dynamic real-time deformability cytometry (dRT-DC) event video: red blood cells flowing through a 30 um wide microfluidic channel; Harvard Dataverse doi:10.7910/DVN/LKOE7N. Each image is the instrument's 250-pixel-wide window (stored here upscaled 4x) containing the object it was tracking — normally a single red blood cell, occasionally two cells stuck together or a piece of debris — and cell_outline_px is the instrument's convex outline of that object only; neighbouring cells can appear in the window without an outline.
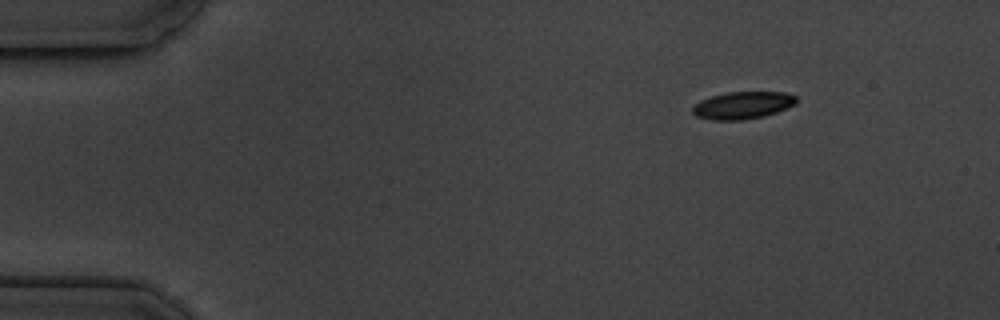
{"species": "common noctule bat (a hibernating species)", "species_latin": "Nyctalus noctula", "temperature_condition": "cold", "stored_images_in_passage": 16, "segment_of_instrument_passage": [1, 2], "camera_frame_rate_fps": 3000, "um_per_image_px": 0.085, "animal": {"sex": "male", "body_mass_g": 19.5, "forearm_length_mm": 54.6}, "frame": {"image": 1, "passage_image": 1, "time_ms": 0.0, "image_size_px": [1000, 320], "cell_outline_px": [[796, 104], [776, 112], [764, 116], [744, 120], [712, 120], [696, 116], [692, 112], [692, 108], [700, 100], [712, 96], [728, 92], [784, 92], [796, 96]], "centroid_in_image_um": [63.12, 8.95], "position_along_channel_um": 21.9, "area_um2": 16.47}}
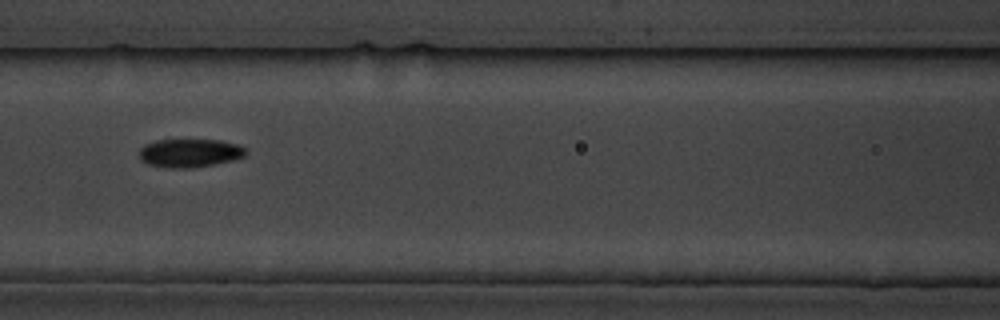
{"frame": {"image": 2, "passage_image": 6, "time_ms": 6.0, "image_size_px": [1000, 320], "cell_outline_px": [[248, 152], [244, 156], [232, 160], [192, 168], [168, 168], [148, 164], [140, 160], [140, 148], [144, 144], [156, 140], [220, 140], [240, 144]], "centroid_in_image_um": [16.12, 13.0], "position_along_channel_um": 150.5, "area_um2": 17.69}}
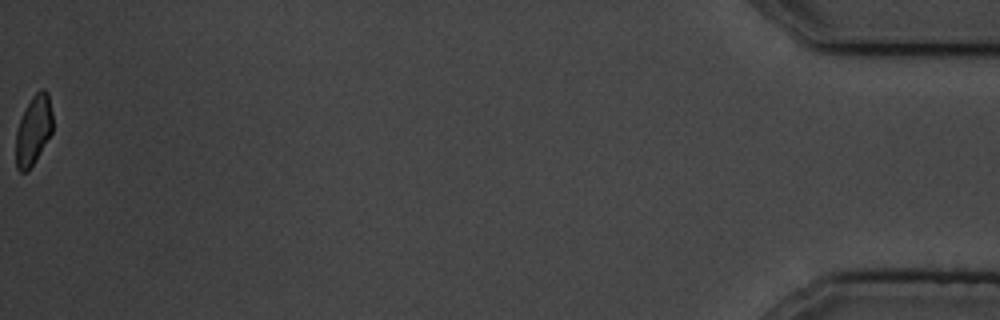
{"frame": {"image": 3, "passage_image": 15, "time_ms": 16.667, "image_size_px": [1000, 320], "cell_outline_px": [[52, 132], [36, 160], [28, 172], [20, 172], [16, 168], [16, 132], [20, 120], [32, 96], [40, 88], [44, 88], [48, 92], [52, 112]], "centroid_in_image_um": [2.85, 11.08], "position_along_channel_um": 432.4, "area_um2": 14.91}}